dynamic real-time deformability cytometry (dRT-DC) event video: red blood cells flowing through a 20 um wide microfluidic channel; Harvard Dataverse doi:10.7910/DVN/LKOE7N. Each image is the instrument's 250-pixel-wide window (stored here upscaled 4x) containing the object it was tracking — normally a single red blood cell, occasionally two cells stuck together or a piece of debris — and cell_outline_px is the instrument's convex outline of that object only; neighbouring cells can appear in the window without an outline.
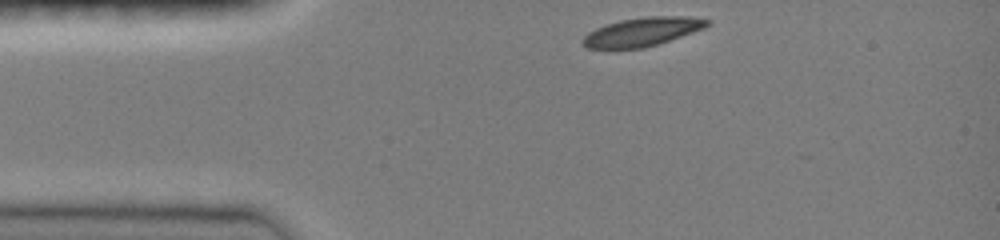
{"species": "common noctule bat (a hibernating species)", "species_latin": "Nyctalus noctula", "temperature_condition": "room temperature", "stored_images_in_passage": 34, "camera_frame_rate_fps": 3000, "um_per_image_px": 0.085, "animal": {"sex": "female", "body_mass_g": 19.0, "forearm_length_mm": 51.5}, "frame": {"image": 1, "passage_image": 1, "time_ms": 0.0, "image_size_px": [1000, 240], "cell_outline_px": [[712, 24], [704, 28], [644, 48], [588, 48], [580, 40], [588, 32], [596, 28], [620, 20], [644, 16], [688, 16], [712, 20]], "centroid_in_image_um": [54.61, 2.68], "position_along_channel_um": 30.4, "area_um2": 20.63}}
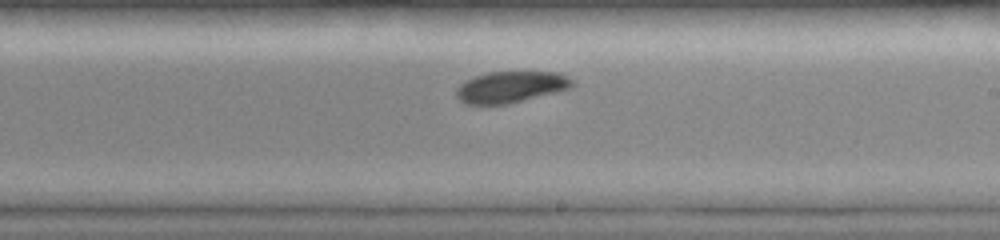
{"frame": {"image": 2, "passage_image": 20, "time_ms": 6.333, "image_size_px": [1000, 240], "cell_outline_px": [[576, 84], [568, 88], [556, 92], [508, 104], [464, 104], [456, 96], [456, 88], [464, 80], [488, 72], [556, 72], [568, 76]], "centroid_in_image_um": [43.39, 7.39], "position_along_channel_um": 245.6, "area_um2": 21.15}}
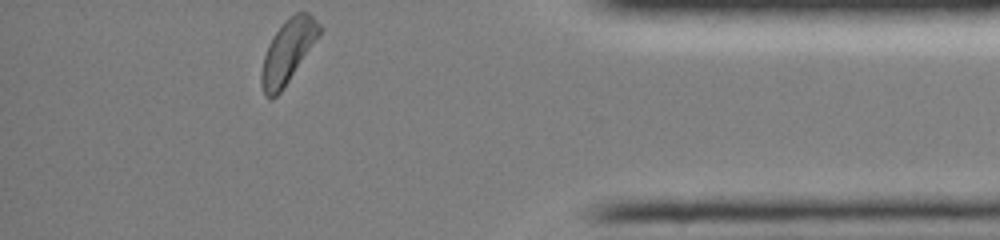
{"frame": {"image": 3, "passage_image": 34, "time_ms": 11.0, "image_size_px": [1000, 240], "cell_outline_px": [[324, 28], [284, 88], [272, 100], [268, 100], [264, 96], [260, 84], [260, 76], [264, 56], [268, 44], [272, 36], [288, 16], [296, 12], [308, 12]], "centroid_in_image_um": [24.44, 4.39], "position_along_channel_um": 410.8, "area_um2": 21.56}, "authors_computed_cell_mechanics": {"area_um2": 21.6461, "velocity_mm_per_s": 4.0135, "shape_relaxation_time_tau1_ms": 8.0712, "shape_relaxation_time_tau2_ms": null, "deformation_change_tau1": 0.2089, "deformation_change_tau2": null}}